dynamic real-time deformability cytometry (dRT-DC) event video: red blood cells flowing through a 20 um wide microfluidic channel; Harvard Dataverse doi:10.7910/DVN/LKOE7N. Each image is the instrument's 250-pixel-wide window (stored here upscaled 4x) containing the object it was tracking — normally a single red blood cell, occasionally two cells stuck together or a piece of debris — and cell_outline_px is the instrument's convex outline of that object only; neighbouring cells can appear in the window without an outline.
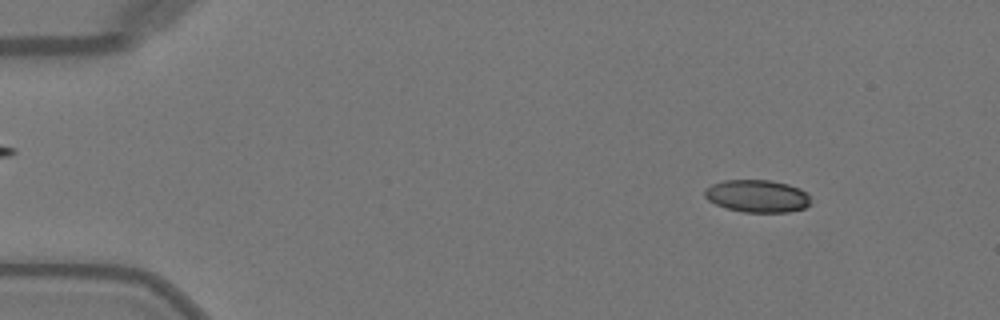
{"species": "Egyptian fruit bat (a non-hibernating species)", "species_latin": "Rousettus aegyptiacus", "temperature_condition": "warm", "stored_images_in_passage": 50, "camera_frame_rate_fps": 3000, "um_per_image_px": 0.085, "animal": {"sex": "female"}, "frame": {"image": 1, "passage_image": 6, "time_ms": 1.667, "image_size_px": [1000, 320], "cell_outline_px": [[812, 204], [804, 208], [788, 212], [744, 212], [728, 208], [716, 204], [708, 200], [704, 196], [704, 188], [712, 184], [724, 180], [772, 180], [788, 184], [800, 188], [808, 196]], "centroid_in_image_um": [64.36, 16.66], "position_along_channel_um": 20.6, "area_um2": 20.11}}
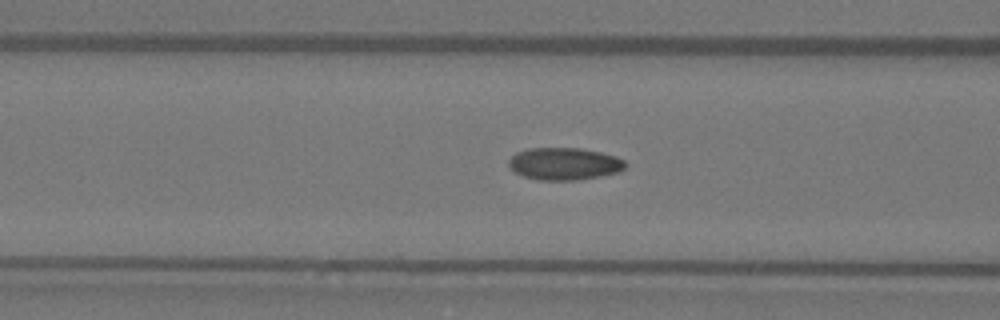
{"frame": {"image": 2, "passage_image": 20, "time_ms": 6.333, "image_size_px": [1000, 320], "cell_outline_px": [[628, 164], [620, 172], [580, 180], [536, 180], [524, 176], [516, 172], [508, 164], [508, 160], [516, 152], [528, 148], [580, 148], [600, 152], [616, 156], [624, 160]], "centroid_in_image_um": [47.99, 13.92], "position_along_channel_um": 118.6, "area_um2": 22.08}}
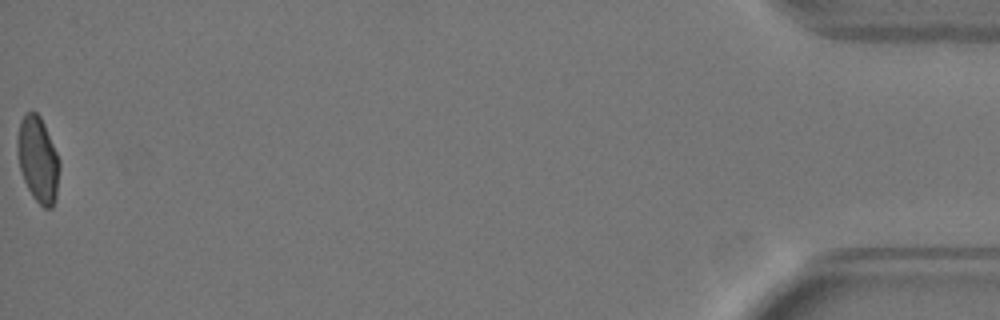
{"frame": {"image": 3, "passage_image": 50, "time_ms": 16.333, "image_size_px": [1000, 320], "cell_outline_px": [[60, 168], [56, 200], [52, 208], [44, 208], [32, 196], [24, 180], [20, 168], [16, 148], [16, 140], [20, 120], [28, 112], [36, 112], [40, 116], [44, 124], [60, 160]], "centroid_in_image_um": [3.23, 13.57], "position_along_channel_um": 432.0, "area_um2": 21.1}, "authors_computed_cell_mechanics": {"area_um2": 21.2415, "velocity_mm_per_s": 4.0984, "shape_relaxation_time_tau1_ms": 6.512, "shape_relaxation_time_tau2_ms": 0.8816, "deformation_change_tau1": 0.2109, "deformation_change_tau2": 0.0546}}